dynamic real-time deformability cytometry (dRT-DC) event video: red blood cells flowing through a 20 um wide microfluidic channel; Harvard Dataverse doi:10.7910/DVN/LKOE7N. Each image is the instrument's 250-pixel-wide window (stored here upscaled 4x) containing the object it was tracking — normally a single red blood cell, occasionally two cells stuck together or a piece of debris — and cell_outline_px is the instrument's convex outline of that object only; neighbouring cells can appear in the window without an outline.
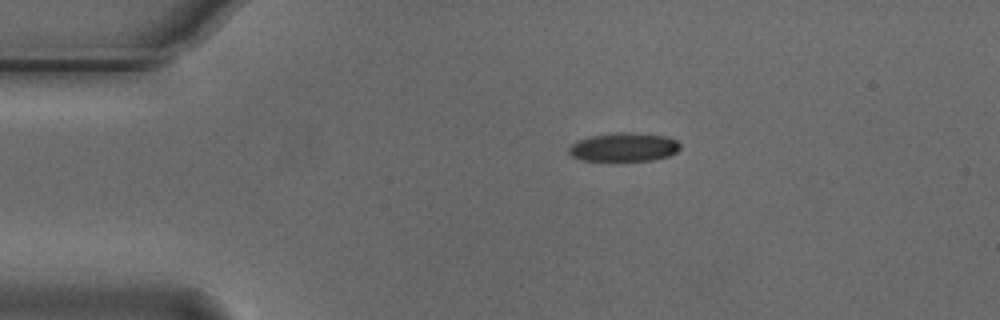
{"species": "Egyptian fruit bat (a non-hibernating species)", "species_latin": "Rousettus aegyptiacus", "temperature_condition": "cold", "stored_images_in_passage": 2, "camera_frame_rate_fps": 3000, "um_per_image_px": 0.085, "animal": {"sex": "male"}, "frame": {"image": 1, "passage_image": 1, "time_ms": 0.0, "image_size_px": [1000, 320], "cell_outline_px": [[680, 148], [676, 152], [668, 156], [652, 160], [580, 160], [572, 156], [568, 152], [568, 148], [576, 140], [592, 136], [616, 132], [632, 132], [668, 136], [676, 140], [680, 144]], "centroid_in_image_um": [53.03, 12.49], "position_along_channel_um": 32.0, "area_um2": 18.61}}